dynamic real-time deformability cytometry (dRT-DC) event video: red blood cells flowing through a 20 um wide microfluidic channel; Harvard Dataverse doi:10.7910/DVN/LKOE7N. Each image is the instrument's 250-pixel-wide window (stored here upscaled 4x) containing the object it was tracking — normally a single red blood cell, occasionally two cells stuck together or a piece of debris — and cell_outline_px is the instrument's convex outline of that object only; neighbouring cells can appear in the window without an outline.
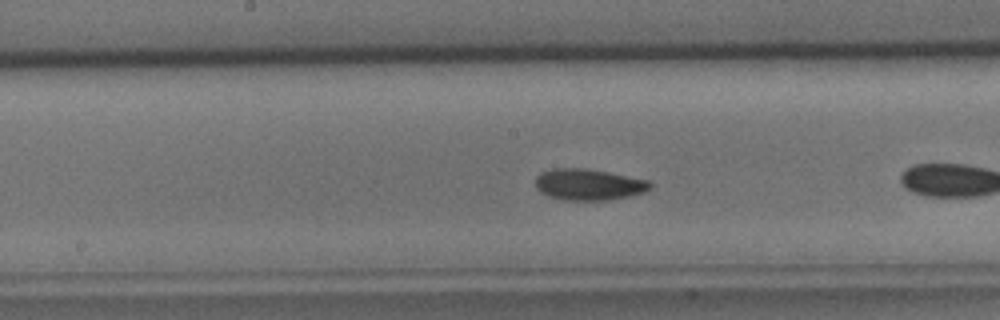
{"species": "common noctule bat (a hibernating species)", "species_latin": "Nyctalus noctula", "temperature_condition": "cold", "stored_images_in_passage": 34, "camera_frame_rate_fps": 3000, "um_per_image_px": 0.085, "animal": {"sex": "male", "body_mass_g": 15.6}, "frame": {"image": 1, "passage_image": 10, "time_ms": 3.0, "image_size_px": [1000, 320], "cell_outline_px": [[652, 184], [644, 192], [628, 196], [608, 200], [564, 200], [548, 196], [540, 192], [536, 188], [536, 176], [540, 172], [552, 168], [588, 168], [648, 180]], "centroid_in_image_um": [49.98, 15.68], "position_along_channel_um": 198.2, "area_um2": 20.92}}